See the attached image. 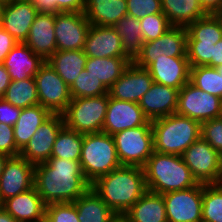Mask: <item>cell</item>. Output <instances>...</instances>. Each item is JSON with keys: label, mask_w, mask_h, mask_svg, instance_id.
<instances>
[{"label": "cell", "mask_w": 222, "mask_h": 222, "mask_svg": "<svg viewBox=\"0 0 222 222\" xmlns=\"http://www.w3.org/2000/svg\"><path fill=\"white\" fill-rule=\"evenodd\" d=\"M202 222H222V183L203 184Z\"/></svg>", "instance_id": "37"}, {"label": "cell", "mask_w": 222, "mask_h": 222, "mask_svg": "<svg viewBox=\"0 0 222 222\" xmlns=\"http://www.w3.org/2000/svg\"><path fill=\"white\" fill-rule=\"evenodd\" d=\"M187 43H213L222 39V26L214 14L198 19L187 28Z\"/></svg>", "instance_id": "34"}, {"label": "cell", "mask_w": 222, "mask_h": 222, "mask_svg": "<svg viewBox=\"0 0 222 222\" xmlns=\"http://www.w3.org/2000/svg\"><path fill=\"white\" fill-rule=\"evenodd\" d=\"M127 15L138 20L146 15L163 13L161 0H127Z\"/></svg>", "instance_id": "43"}, {"label": "cell", "mask_w": 222, "mask_h": 222, "mask_svg": "<svg viewBox=\"0 0 222 222\" xmlns=\"http://www.w3.org/2000/svg\"><path fill=\"white\" fill-rule=\"evenodd\" d=\"M213 43H187L186 56L190 67L208 66L213 57Z\"/></svg>", "instance_id": "42"}, {"label": "cell", "mask_w": 222, "mask_h": 222, "mask_svg": "<svg viewBox=\"0 0 222 222\" xmlns=\"http://www.w3.org/2000/svg\"><path fill=\"white\" fill-rule=\"evenodd\" d=\"M201 137L222 154V117L202 122Z\"/></svg>", "instance_id": "44"}, {"label": "cell", "mask_w": 222, "mask_h": 222, "mask_svg": "<svg viewBox=\"0 0 222 222\" xmlns=\"http://www.w3.org/2000/svg\"><path fill=\"white\" fill-rule=\"evenodd\" d=\"M10 82L11 78L7 69L0 63V97L5 94Z\"/></svg>", "instance_id": "49"}, {"label": "cell", "mask_w": 222, "mask_h": 222, "mask_svg": "<svg viewBox=\"0 0 222 222\" xmlns=\"http://www.w3.org/2000/svg\"><path fill=\"white\" fill-rule=\"evenodd\" d=\"M143 42L158 39L172 26L163 13L146 15L139 20Z\"/></svg>", "instance_id": "40"}, {"label": "cell", "mask_w": 222, "mask_h": 222, "mask_svg": "<svg viewBox=\"0 0 222 222\" xmlns=\"http://www.w3.org/2000/svg\"><path fill=\"white\" fill-rule=\"evenodd\" d=\"M199 2L208 14H214L222 8V0H199Z\"/></svg>", "instance_id": "50"}, {"label": "cell", "mask_w": 222, "mask_h": 222, "mask_svg": "<svg viewBox=\"0 0 222 222\" xmlns=\"http://www.w3.org/2000/svg\"><path fill=\"white\" fill-rule=\"evenodd\" d=\"M0 222H17V221L3 208H0Z\"/></svg>", "instance_id": "51"}, {"label": "cell", "mask_w": 222, "mask_h": 222, "mask_svg": "<svg viewBox=\"0 0 222 222\" xmlns=\"http://www.w3.org/2000/svg\"><path fill=\"white\" fill-rule=\"evenodd\" d=\"M2 208L17 222H43L46 205L35 187L6 199Z\"/></svg>", "instance_id": "23"}, {"label": "cell", "mask_w": 222, "mask_h": 222, "mask_svg": "<svg viewBox=\"0 0 222 222\" xmlns=\"http://www.w3.org/2000/svg\"><path fill=\"white\" fill-rule=\"evenodd\" d=\"M187 29L185 27L172 26L156 40L144 42L141 52L133 62L147 69L156 58L162 55L166 57H187Z\"/></svg>", "instance_id": "12"}, {"label": "cell", "mask_w": 222, "mask_h": 222, "mask_svg": "<svg viewBox=\"0 0 222 222\" xmlns=\"http://www.w3.org/2000/svg\"><path fill=\"white\" fill-rule=\"evenodd\" d=\"M148 121L138 103L117 100L108 94V106L102 132L114 135L125 129L145 125Z\"/></svg>", "instance_id": "17"}, {"label": "cell", "mask_w": 222, "mask_h": 222, "mask_svg": "<svg viewBox=\"0 0 222 222\" xmlns=\"http://www.w3.org/2000/svg\"><path fill=\"white\" fill-rule=\"evenodd\" d=\"M73 203L80 222H109L115 215L91 187Z\"/></svg>", "instance_id": "30"}, {"label": "cell", "mask_w": 222, "mask_h": 222, "mask_svg": "<svg viewBox=\"0 0 222 222\" xmlns=\"http://www.w3.org/2000/svg\"><path fill=\"white\" fill-rule=\"evenodd\" d=\"M0 153L9 157L19 156L20 150L15 144L13 126L0 122Z\"/></svg>", "instance_id": "45"}, {"label": "cell", "mask_w": 222, "mask_h": 222, "mask_svg": "<svg viewBox=\"0 0 222 222\" xmlns=\"http://www.w3.org/2000/svg\"><path fill=\"white\" fill-rule=\"evenodd\" d=\"M189 82L200 90L222 98V66L190 67Z\"/></svg>", "instance_id": "36"}, {"label": "cell", "mask_w": 222, "mask_h": 222, "mask_svg": "<svg viewBox=\"0 0 222 222\" xmlns=\"http://www.w3.org/2000/svg\"><path fill=\"white\" fill-rule=\"evenodd\" d=\"M176 113L199 123L220 118L221 98L200 90L188 82L179 90Z\"/></svg>", "instance_id": "10"}, {"label": "cell", "mask_w": 222, "mask_h": 222, "mask_svg": "<svg viewBox=\"0 0 222 222\" xmlns=\"http://www.w3.org/2000/svg\"><path fill=\"white\" fill-rule=\"evenodd\" d=\"M21 108L15 107L0 97V122L9 126H14L17 122Z\"/></svg>", "instance_id": "46"}, {"label": "cell", "mask_w": 222, "mask_h": 222, "mask_svg": "<svg viewBox=\"0 0 222 222\" xmlns=\"http://www.w3.org/2000/svg\"><path fill=\"white\" fill-rule=\"evenodd\" d=\"M130 222H168L162 194L146 191L125 213Z\"/></svg>", "instance_id": "26"}, {"label": "cell", "mask_w": 222, "mask_h": 222, "mask_svg": "<svg viewBox=\"0 0 222 222\" xmlns=\"http://www.w3.org/2000/svg\"><path fill=\"white\" fill-rule=\"evenodd\" d=\"M179 90L153 82L138 102L144 115L153 121L176 113Z\"/></svg>", "instance_id": "20"}, {"label": "cell", "mask_w": 222, "mask_h": 222, "mask_svg": "<svg viewBox=\"0 0 222 222\" xmlns=\"http://www.w3.org/2000/svg\"><path fill=\"white\" fill-rule=\"evenodd\" d=\"M163 14L171 26L187 28L208 15L199 0H161Z\"/></svg>", "instance_id": "27"}, {"label": "cell", "mask_w": 222, "mask_h": 222, "mask_svg": "<svg viewBox=\"0 0 222 222\" xmlns=\"http://www.w3.org/2000/svg\"><path fill=\"white\" fill-rule=\"evenodd\" d=\"M52 113L40 104L21 109V113L13 126L15 144L21 151L38 127L47 120Z\"/></svg>", "instance_id": "28"}, {"label": "cell", "mask_w": 222, "mask_h": 222, "mask_svg": "<svg viewBox=\"0 0 222 222\" xmlns=\"http://www.w3.org/2000/svg\"><path fill=\"white\" fill-rule=\"evenodd\" d=\"M181 156L198 183H221V154L202 137L191 144Z\"/></svg>", "instance_id": "8"}, {"label": "cell", "mask_w": 222, "mask_h": 222, "mask_svg": "<svg viewBox=\"0 0 222 222\" xmlns=\"http://www.w3.org/2000/svg\"><path fill=\"white\" fill-rule=\"evenodd\" d=\"M17 44L16 39L0 26V63Z\"/></svg>", "instance_id": "47"}, {"label": "cell", "mask_w": 222, "mask_h": 222, "mask_svg": "<svg viewBox=\"0 0 222 222\" xmlns=\"http://www.w3.org/2000/svg\"><path fill=\"white\" fill-rule=\"evenodd\" d=\"M147 70L155 83L178 90L189 82L190 65L187 57H166L162 55L157 57Z\"/></svg>", "instance_id": "21"}, {"label": "cell", "mask_w": 222, "mask_h": 222, "mask_svg": "<svg viewBox=\"0 0 222 222\" xmlns=\"http://www.w3.org/2000/svg\"><path fill=\"white\" fill-rule=\"evenodd\" d=\"M2 98L21 109L38 105L39 98L35 78L11 80Z\"/></svg>", "instance_id": "32"}, {"label": "cell", "mask_w": 222, "mask_h": 222, "mask_svg": "<svg viewBox=\"0 0 222 222\" xmlns=\"http://www.w3.org/2000/svg\"><path fill=\"white\" fill-rule=\"evenodd\" d=\"M127 12V0H86L84 10L91 25L108 27H114Z\"/></svg>", "instance_id": "25"}, {"label": "cell", "mask_w": 222, "mask_h": 222, "mask_svg": "<svg viewBox=\"0 0 222 222\" xmlns=\"http://www.w3.org/2000/svg\"><path fill=\"white\" fill-rule=\"evenodd\" d=\"M43 222H80L73 202L54 203L46 206Z\"/></svg>", "instance_id": "41"}, {"label": "cell", "mask_w": 222, "mask_h": 222, "mask_svg": "<svg viewBox=\"0 0 222 222\" xmlns=\"http://www.w3.org/2000/svg\"><path fill=\"white\" fill-rule=\"evenodd\" d=\"M14 0H0V6L7 5L9 3H12Z\"/></svg>", "instance_id": "55"}, {"label": "cell", "mask_w": 222, "mask_h": 222, "mask_svg": "<svg viewBox=\"0 0 222 222\" xmlns=\"http://www.w3.org/2000/svg\"><path fill=\"white\" fill-rule=\"evenodd\" d=\"M35 165L26 159L10 157L0 176V201L15 197L34 187Z\"/></svg>", "instance_id": "15"}, {"label": "cell", "mask_w": 222, "mask_h": 222, "mask_svg": "<svg viewBox=\"0 0 222 222\" xmlns=\"http://www.w3.org/2000/svg\"><path fill=\"white\" fill-rule=\"evenodd\" d=\"M114 28L121 38L126 54L134 60L141 52L144 43L139 20L126 15L115 24Z\"/></svg>", "instance_id": "33"}, {"label": "cell", "mask_w": 222, "mask_h": 222, "mask_svg": "<svg viewBox=\"0 0 222 222\" xmlns=\"http://www.w3.org/2000/svg\"><path fill=\"white\" fill-rule=\"evenodd\" d=\"M131 62H133L131 58H88L85 69L109 89Z\"/></svg>", "instance_id": "31"}, {"label": "cell", "mask_w": 222, "mask_h": 222, "mask_svg": "<svg viewBox=\"0 0 222 222\" xmlns=\"http://www.w3.org/2000/svg\"><path fill=\"white\" fill-rule=\"evenodd\" d=\"M83 51L88 58H130L114 27L91 25Z\"/></svg>", "instance_id": "19"}, {"label": "cell", "mask_w": 222, "mask_h": 222, "mask_svg": "<svg viewBox=\"0 0 222 222\" xmlns=\"http://www.w3.org/2000/svg\"><path fill=\"white\" fill-rule=\"evenodd\" d=\"M222 66V39L215 44L213 57L208 67L217 68Z\"/></svg>", "instance_id": "48"}, {"label": "cell", "mask_w": 222, "mask_h": 222, "mask_svg": "<svg viewBox=\"0 0 222 222\" xmlns=\"http://www.w3.org/2000/svg\"><path fill=\"white\" fill-rule=\"evenodd\" d=\"M109 222H130L125 214H115Z\"/></svg>", "instance_id": "52"}, {"label": "cell", "mask_w": 222, "mask_h": 222, "mask_svg": "<svg viewBox=\"0 0 222 222\" xmlns=\"http://www.w3.org/2000/svg\"><path fill=\"white\" fill-rule=\"evenodd\" d=\"M10 157L0 153V176L4 170V166Z\"/></svg>", "instance_id": "53"}, {"label": "cell", "mask_w": 222, "mask_h": 222, "mask_svg": "<svg viewBox=\"0 0 222 222\" xmlns=\"http://www.w3.org/2000/svg\"><path fill=\"white\" fill-rule=\"evenodd\" d=\"M44 62L25 43H18L2 64L7 69L11 80H22L35 77Z\"/></svg>", "instance_id": "24"}, {"label": "cell", "mask_w": 222, "mask_h": 222, "mask_svg": "<svg viewBox=\"0 0 222 222\" xmlns=\"http://www.w3.org/2000/svg\"><path fill=\"white\" fill-rule=\"evenodd\" d=\"M70 93L72 98L97 97L108 94V89L97 77L83 69L70 86Z\"/></svg>", "instance_id": "38"}, {"label": "cell", "mask_w": 222, "mask_h": 222, "mask_svg": "<svg viewBox=\"0 0 222 222\" xmlns=\"http://www.w3.org/2000/svg\"><path fill=\"white\" fill-rule=\"evenodd\" d=\"M55 14H37L25 44L44 61L56 52Z\"/></svg>", "instance_id": "22"}, {"label": "cell", "mask_w": 222, "mask_h": 222, "mask_svg": "<svg viewBox=\"0 0 222 222\" xmlns=\"http://www.w3.org/2000/svg\"><path fill=\"white\" fill-rule=\"evenodd\" d=\"M151 124L154 151L158 153L181 156L201 137V123L177 113L153 120Z\"/></svg>", "instance_id": "4"}, {"label": "cell", "mask_w": 222, "mask_h": 222, "mask_svg": "<svg viewBox=\"0 0 222 222\" xmlns=\"http://www.w3.org/2000/svg\"><path fill=\"white\" fill-rule=\"evenodd\" d=\"M39 104L52 114H63L72 99L70 87L45 61L35 75Z\"/></svg>", "instance_id": "9"}, {"label": "cell", "mask_w": 222, "mask_h": 222, "mask_svg": "<svg viewBox=\"0 0 222 222\" xmlns=\"http://www.w3.org/2000/svg\"><path fill=\"white\" fill-rule=\"evenodd\" d=\"M121 166L143 168L154 152L151 121L112 135Z\"/></svg>", "instance_id": "7"}, {"label": "cell", "mask_w": 222, "mask_h": 222, "mask_svg": "<svg viewBox=\"0 0 222 222\" xmlns=\"http://www.w3.org/2000/svg\"><path fill=\"white\" fill-rule=\"evenodd\" d=\"M215 17L220 21L221 26H222V8L218 9L215 13H214Z\"/></svg>", "instance_id": "54"}, {"label": "cell", "mask_w": 222, "mask_h": 222, "mask_svg": "<svg viewBox=\"0 0 222 222\" xmlns=\"http://www.w3.org/2000/svg\"><path fill=\"white\" fill-rule=\"evenodd\" d=\"M37 14L29 0H14L1 6L0 26L18 43H24Z\"/></svg>", "instance_id": "18"}, {"label": "cell", "mask_w": 222, "mask_h": 222, "mask_svg": "<svg viewBox=\"0 0 222 222\" xmlns=\"http://www.w3.org/2000/svg\"><path fill=\"white\" fill-rule=\"evenodd\" d=\"M39 14L84 12L86 0H29Z\"/></svg>", "instance_id": "39"}, {"label": "cell", "mask_w": 222, "mask_h": 222, "mask_svg": "<svg viewBox=\"0 0 222 222\" xmlns=\"http://www.w3.org/2000/svg\"><path fill=\"white\" fill-rule=\"evenodd\" d=\"M147 191L164 194L196 186L182 156L153 152L143 167Z\"/></svg>", "instance_id": "3"}, {"label": "cell", "mask_w": 222, "mask_h": 222, "mask_svg": "<svg viewBox=\"0 0 222 222\" xmlns=\"http://www.w3.org/2000/svg\"><path fill=\"white\" fill-rule=\"evenodd\" d=\"M221 183H222V154H221Z\"/></svg>", "instance_id": "56"}, {"label": "cell", "mask_w": 222, "mask_h": 222, "mask_svg": "<svg viewBox=\"0 0 222 222\" xmlns=\"http://www.w3.org/2000/svg\"><path fill=\"white\" fill-rule=\"evenodd\" d=\"M108 106V94L72 98L62 114L64 125L82 134L102 132Z\"/></svg>", "instance_id": "6"}, {"label": "cell", "mask_w": 222, "mask_h": 222, "mask_svg": "<svg viewBox=\"0 0 222 222\" xmlns=\"http://www.w3.org/2000/svg\"><path fill=\"white\" fill-rule=\"evenodd\" d=\"M162 195L168 222H202V183Z\"/></svg>", "instance_id": "11"}, {"label": "cell", "mask_w": 222, "mask_h": 222, "mask_svg": "<svg viewBox=\"0 0 222 222\" xmlns=\"http://www.w3.org/2000/svg\"><path fill=\"white\" fill-rule=\"evenodd\" d=\"M153 82L154 80L147 69L131 62L120 78L108 89V94L117 100L138 103L151 88Z\"/></svg>", "instance_id": "16"}, {"label": "cell", "mask_w": 222, "mask_h": 222, "mask_svg": "<svg viewBox=\"0 0 222 222\" xmlns=\"http://www.w3.org/2000/svg\"><path fill=\"white\" fill-rule=\"evenodd\" d=\"M79 162L90 184L119 168L121 164L113 136L104 132L83 134Z\"/></svg>", "instance_id": "5"}, {"label": "cell", "mask_w": 222, "mask_h": 222, "mask_svg": "<svg viewBox=\"0 0 222 222\" xmlns=\"http://www.w3.org/2000/svg\"><path fill=\"white\" fill-rule=\"evenodd\" d=\"M88 57L83 50L56 51L47 62L70 87L85 69Z\"/></svg>", "instance_id": "29"}, {"label": "cell", "mask_w": 222, "mask_h": 222, "mask_svg": "<svg viewBox=\"0 0 222 222\" xmlns=\"http://www.w3.org/2000/svg\"><path fill=\"white\" fill-rule=\"evenodd\" d=\"M34 187L47 206L74 202L91 184L87 181L79 161L50 157L35 165Z\"/></svg>", "instance_id": "1"}, {"label": "cell", "mask_w": 222, "mask_h": 222, "mask_svg": "<svg viewBox=\"0 0 222 222\" xmlns=\"http://www.w3.org/2000/svg\"><path fill=\"white\" fill-rule=\"evenodd\" d=\"M62 114H52L33 134L31 139L20 151L19 156L28 162L38 165L50 157L59 131L64 127Z\"/></svg>", "instance_id": "14"}, {"label": "cell", "mask_w": 222, "mask_h": 222, "mask_svg": "<svg viewBox=\"0 0 222 222\" xmlns=\"http://www.w3.org/2000/svg\"><path fill=\"white\" fill-rule=\"evenodd\" d=\"M91 188L115 214H125L147 191L144 170L120 166L96 179Z\"/></svg>", "instance_id": "2"}, {"label": "cell", "mask_w": 222, "mask_h": 222, "mask_svg": "<svg viewBox=\"0 0 222 222\" xmlns=\"http://www.w3.org/2000/svg\"><path fill=\"white\" fill-rule=\"evenodd\" d=\"M83 144V134L64 126L58 133L51 157L79 161Z\"/></svg>", "instance_id": "35"}, {"label": "cell", "mask_w": 222, "mask_h": 222, "mask_svg": "<svg viewBox=\"0 0 222 222\" xmlns=\"http://www.w3.org/2000/svg\"><path fill=\"white\" fill-rule=\"evenodd\" d=\"M90 27L84 12L55 14L56 51L83 50Z\"/></svg>", "instance_id": "13"}]
</instances>
